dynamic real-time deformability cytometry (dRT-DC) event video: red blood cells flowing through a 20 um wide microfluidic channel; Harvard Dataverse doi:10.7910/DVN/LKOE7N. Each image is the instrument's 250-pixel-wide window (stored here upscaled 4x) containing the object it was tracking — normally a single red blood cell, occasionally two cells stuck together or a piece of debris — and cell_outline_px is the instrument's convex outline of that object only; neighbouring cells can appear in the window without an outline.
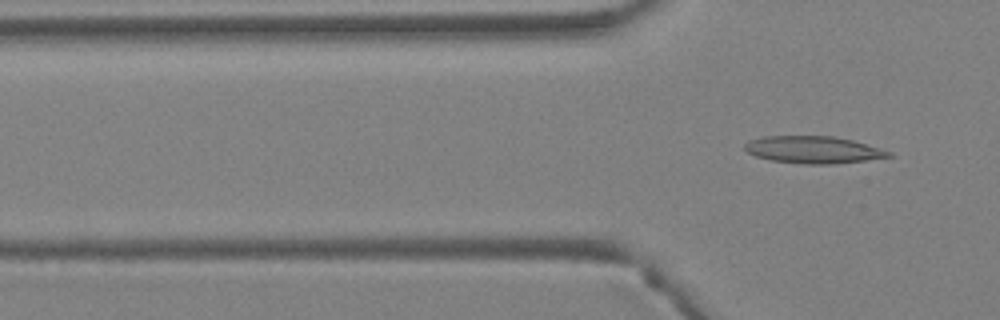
{"species": "Egyptian fruit bat (a non-hibernating species)", "species_latin": "Rousettus aegyptiacus", "temperature_condition": "warm", "stored_images_in_passage": 5, "camera_frame_rate_fps": 3000, "um_per_image_px": 0.085, "animal": {"sex": "female"}, "frame": {"image": 1, "passage_image": 5, "time_ms": 1.333, "image_size_px": [1000, 320], "cell_outline_px": [[892, 156], [864, 160], [832, 164], [804, 164], [772, 160], [756, 156], [748, 152], [744, 148], [744, 144], [748, 140], [764, 136], [832, 136], [852, 140], [880, 148], [892, 152]], "centroid_in_image_um": [69.1, 12.72], "position_along_channel_um": 56.7, "area_um2": 22.6}}